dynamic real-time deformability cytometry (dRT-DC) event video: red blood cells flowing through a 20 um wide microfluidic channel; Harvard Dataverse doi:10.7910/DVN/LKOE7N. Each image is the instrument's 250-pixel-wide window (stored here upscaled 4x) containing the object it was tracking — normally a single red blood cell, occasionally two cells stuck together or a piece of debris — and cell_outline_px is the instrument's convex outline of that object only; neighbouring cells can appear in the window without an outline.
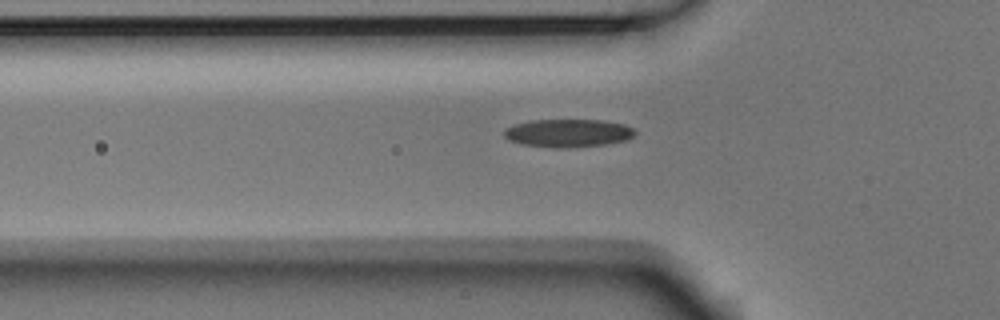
{"species": "Egyptian fruit bat (a non-hibernating species)", "species_latin": "Rousettus aegyptiacus", "temperature_condition": "room temperature", "stored_images_in_passage": 38, "camera_frame_rate_fps": 3000, "um_per_image_px": 0.085, "animal": {"sex": "male"}, "frame": {"image": 1, "passage_image": 6, "time_ms": 1.667, "image_size_px": [1000, 320], "cell_outline_px": [[636, 132], [632, 136], [624, 140], [604, 144], [560, 148], [520, 144], [508, 140], [504, 136], [504, 128], [512, 124], [532, 120], [604, 120], [624, 124], [632, 128]], "centroid_in_image_um": [48.22, 11.3], "position_along_channel_um": 77.6, "area_um2": 21.27}}
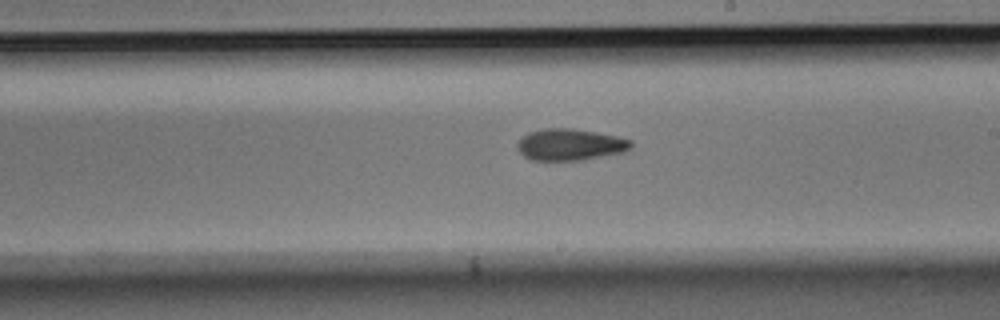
{"frame": {"image": 2, "passage_image": 19, "time_ms": 6.0, "image_size_px": [1000, 320], "cell_outline_px": [[632, 148], [624, 152], [580, 160], [532, 160], [524, 156], [516, 148], [516, 144], [528, 132], [544, 128], [572, 128], [616, 136], [632, 140]], "centroid_in_image_um": [48.45, 12.29], "position_along_channel_um": 240.5, "area_um2": 20.87}}
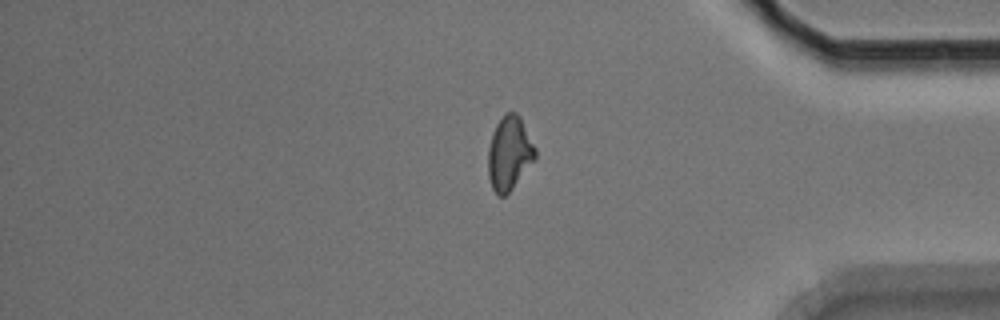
{"frame": {"image": 3, "passage_image": 33, "time_ms": 10.667, "image_size_px": [1000, 320], "cell_outline_px": [[536, 160], [512, 188], [504, 196], [496, 196], [492, 188], [488, 176], [488, 148], [492, 132], [496, 124], [504, 112], [516, 112], [520, 116], [536, 148]], "centroid_in_image_um": [43.29, 13.02], "position_along_channel_um": 391.9, "area_um2": 20.58}}